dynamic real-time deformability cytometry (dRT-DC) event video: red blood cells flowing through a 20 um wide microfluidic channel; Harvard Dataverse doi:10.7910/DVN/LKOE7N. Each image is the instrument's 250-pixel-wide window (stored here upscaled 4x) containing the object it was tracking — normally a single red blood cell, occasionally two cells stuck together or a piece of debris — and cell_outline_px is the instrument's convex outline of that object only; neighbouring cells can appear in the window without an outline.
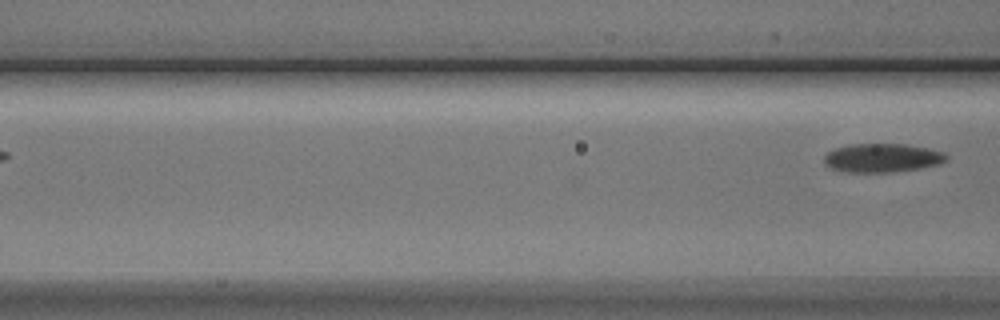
{"species": "Egyptian fruit bat (a non-hibernating species)", "species_latin": "Rousettus aegyptiacus", "temperature_condition": "cold", "stored_images_in_passage": 6, "camera_frame_rate_fps": 3000, "um_per_image_px": 0.085, "animal": {"sex": "male"}, "frame": {"image": 1, "passage_image": 6, "time_ms": 6.0, "image_size_px": [1000, 320], "cell_outline_px": [[948, 160], [940, 164], [920, 168], [892, 172], [848, 172], [832, 168], [824, 164], [824, 156], [828, 152], [836, 148], [852, 144], [904, 144], [928, 148], [944, 152], [948, 156]], "centroid_in_image_um": [75.02, 13.42], "position_along_channel_um": 91.6, "area_um2": 20.46}}